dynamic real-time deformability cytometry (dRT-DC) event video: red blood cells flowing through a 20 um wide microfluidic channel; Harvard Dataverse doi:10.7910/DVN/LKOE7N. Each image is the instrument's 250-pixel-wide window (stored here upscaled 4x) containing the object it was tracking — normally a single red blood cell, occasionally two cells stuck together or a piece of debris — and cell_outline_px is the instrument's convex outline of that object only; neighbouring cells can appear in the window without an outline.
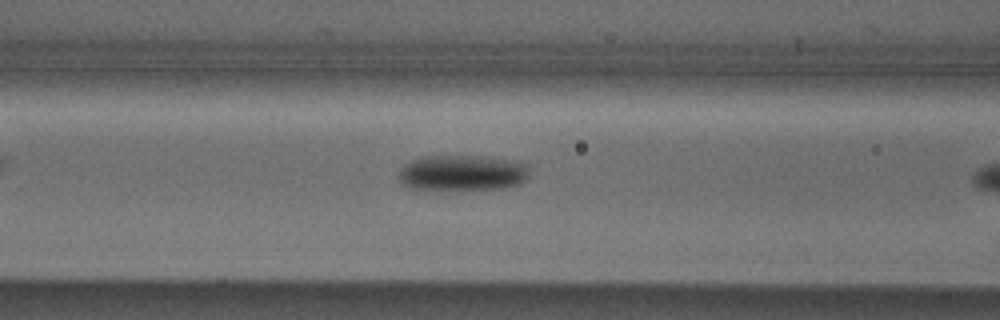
{"species": "Egyptian fruit bat (a non-hibernating species)", "species_latin": "Rousettus aegyptiacus", "temperature_condition": "cold", "stored_images_in_passage": 11, "camera_frame_rate_fps": 3000, "um_per_image_px": 0.085, "animal": {"sex": "male"}, "frame": {"image": 1, "passage_image": 10, "time_ms": 3.0, "image_size_px": [1000, 320], "cell_outline_px": [[532, 164], [528, 176], [520, 184], [504, 188], [456, 192], [440, 192], [408, 188], [400, 184], [396, 176], [400, 168], [404, 164], [420, 156], [484, 156], [516, 160]], "centroid_in_image_um": [39.27, 14.74], "position_along_channel_um": 127.3, "area_um2": 29.13}}